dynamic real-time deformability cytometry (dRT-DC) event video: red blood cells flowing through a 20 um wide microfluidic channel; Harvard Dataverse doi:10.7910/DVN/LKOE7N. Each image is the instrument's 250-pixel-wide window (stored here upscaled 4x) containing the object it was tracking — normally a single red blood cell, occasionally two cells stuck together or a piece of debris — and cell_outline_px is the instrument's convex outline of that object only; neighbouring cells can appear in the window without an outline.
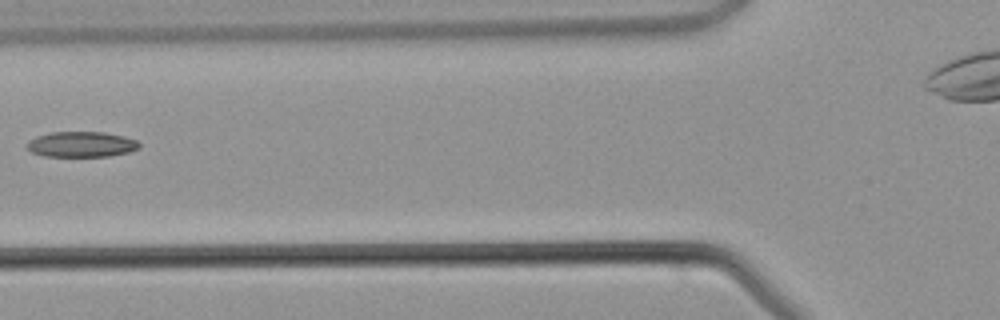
{"species": "common noctule bat (a hibernating species)", "species_latin": "Nyctalus noctula", "temperature_condition": "warm", "stored_images_in_passage": 5, "camera_frame_rate_fps": 3000, "um_per_image_px": 0.085, "animal": {"sex": "male", "body_mass_g": 21.5, "forearm_length_mm": 52.0}, "frame": {"image": 1, "passage_image": 4, "time_ms": 3.667, "image_size_px": [1000, 320], "cell_outline_px": [[140, 148], [128, 152], [108, 156], [44, 156], [32, 152], [24, 148], [24, 144], [28, 140], [36, 136], [52, 132], [104, 132], [124, 136], [136, 140], [140, 144]], "centroid_in_image_um": [6.87, 12.26], "position_along_channel_um": 118.9, "area_um2": 16.82}}